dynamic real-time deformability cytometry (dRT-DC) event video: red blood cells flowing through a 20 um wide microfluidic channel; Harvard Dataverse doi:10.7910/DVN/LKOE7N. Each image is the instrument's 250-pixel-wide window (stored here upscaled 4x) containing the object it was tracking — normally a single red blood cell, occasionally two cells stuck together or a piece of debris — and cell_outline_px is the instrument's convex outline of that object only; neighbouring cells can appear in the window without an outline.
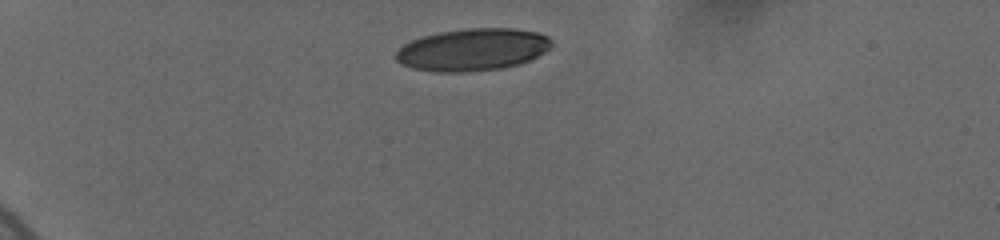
{"species": "human", "species_latin": "Homo sapiens", "temperature_condition": "cold", "stored_images_in_passage": 7, "camera_frame_rate_fps": 3000, "um_per_image_px": 0.085, "donor": {"sex": "female"}, "frame": {"image": 1, "passage_image": 1, "time_ms": 0.0, "image_size_px": [1000, 240], "cell_outline_px": [[552, 44], [544, 52], [520, 64], [500, 68], [464, 72], [440, 72], [412, 68], [400, 64], [396, 60], [396, 52], [404, 44], [412, 40], [424, 36], [440, 32], [468, 28], [512, 28], [536, 32], [548, 36], [552, 40]], "centroid_in_image_um": [40.16, 4.22], "position_along_channel_um": 44.8, "area_um2": 38.09}}
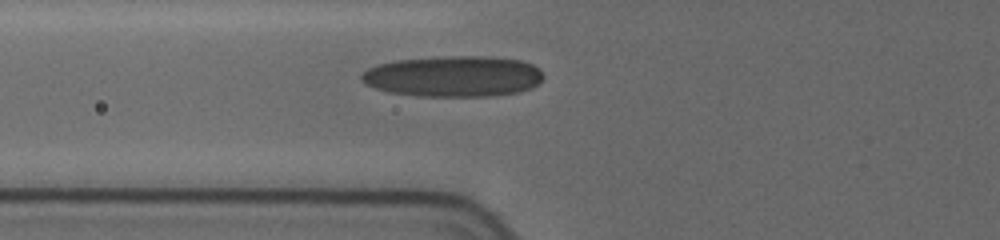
{"frame": {"image": 2, "passage_image": 5, "time_ms": 2.667, "image_size_px": [1000, 240], "cell_outline_px": [[544, 76], [540, 84], [532, 88], [520, 92], [488, 96], [420, 96], [388, 92], [376, 88], [360, 80], [360, 76], [368, 68], [376, 64], [396, 60], [444, 56], [488, 56], [520, 60], [532, 64], [540, 68]], "centroid_in_image_um": [38.58, 6.48], "position_along_channel_um": 87.2, "area_um2": 43.7}}
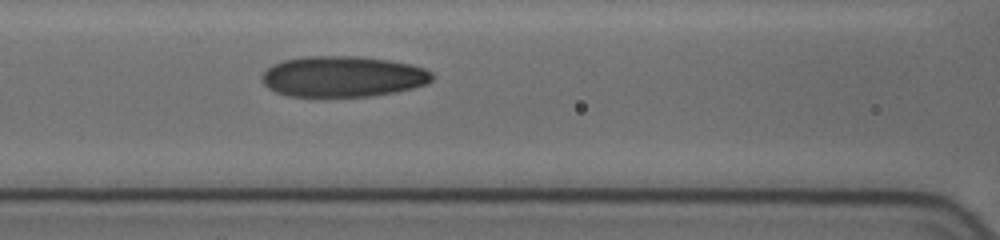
{"frame": {"image": 3, "passage_image": 7, "time_ms": 4.0, "image_size_px": [1000, 240], "cell_outline_px": [[432, 80], [428, 84], [412, 88], [372, 96], [288, 96], [276, 92], [268, 88], [260, 80], [260, 76], [272, 64], [284, 60], [304, 56], [356, 56], [388, 60], [412, 64], [424, 68], [432, 72]], "centroid_in_image_um": [29.12, 6.5], "position_along_channel_um": 137.5, "area_um2": 40.58}}